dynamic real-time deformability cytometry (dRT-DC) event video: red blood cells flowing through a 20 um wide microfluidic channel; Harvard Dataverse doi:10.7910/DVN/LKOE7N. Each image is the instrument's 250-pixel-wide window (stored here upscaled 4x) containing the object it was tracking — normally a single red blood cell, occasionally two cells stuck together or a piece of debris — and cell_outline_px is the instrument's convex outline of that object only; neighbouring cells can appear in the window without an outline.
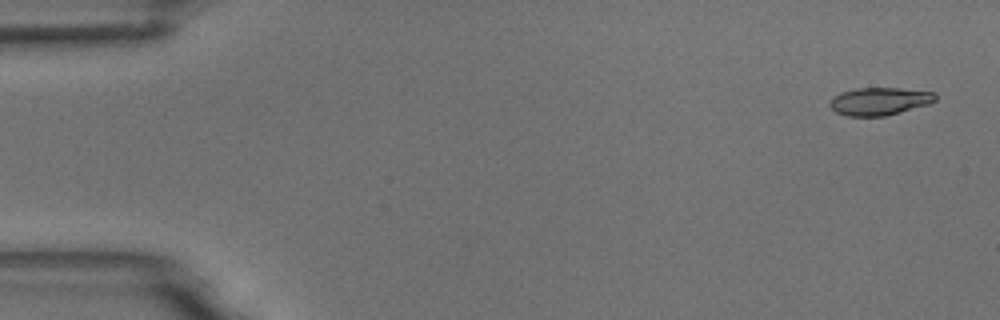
{"species": "common noctule bat (a hibernating species)", "species_latin": "Nyctalus noctula", "temperature_condition": "room temperature", "stored_images_in_passage": 5, "camera_frame_rate_fps": 3000, "um_per_image_px": 0.085, "animal": {"sex": "male", "body_mass_g": 18.8}, "frame": {"image": 1, "passage_image": 1, "time_ms": 0.0, "image_size_px": [1000, 320], "cell_outline_px": [[936, 100], [928, 104], [900, 112], [884, 116], [848, 116], [836, 112], [828, 104], [832, 96], [840, 92], [856, 88], [896, 88], [936, 92]], "centroid_in_image_um": [74.72, 8.6], "position_along_channel_um": 10.3, "area_um2": 17.05}}
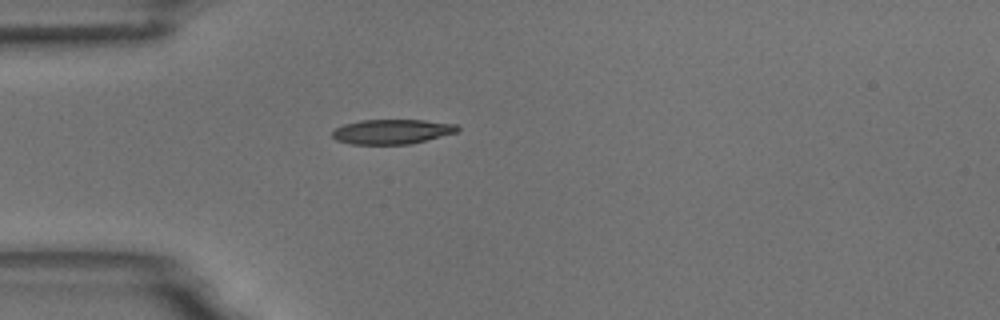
{"frame": {"image": 2, "passage_image": 5, "time_ms": 4.333, "image_size_px": [1000, 320], "cell_outline_px": [[460, 128], [456, 132], [408, 144], [352, 144], [336, 140], [332, 136], [332, 132], [336, 128], [344, 124], [360, 120], [424, 120], [456, 124]], "centroid_in_image_um": [33.29, 11.18], "position_along_channel_um": 51.7, "area_um2": 17.8}}